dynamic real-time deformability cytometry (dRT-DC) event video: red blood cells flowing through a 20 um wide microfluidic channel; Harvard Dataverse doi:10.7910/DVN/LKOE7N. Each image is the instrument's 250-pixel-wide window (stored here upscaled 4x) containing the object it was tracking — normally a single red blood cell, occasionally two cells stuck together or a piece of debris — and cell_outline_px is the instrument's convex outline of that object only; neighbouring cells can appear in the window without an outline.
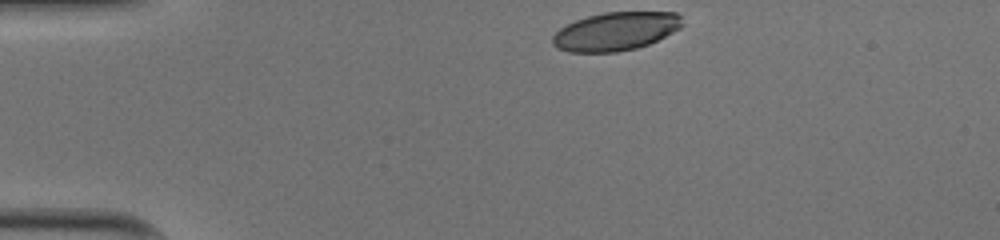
{"species": "human", "species_latin": "Homo sapiens", "temperature_condition": "cold", "stored_images_in_passage": 33, "camera_frame_rate_fps": 3000, "um_per_image_px": 0.085, "donor": {"sex": "male"}, "frame": {"image": 1, "passage_image": 1, "time_ms": 0.0, "image_size_px": [1000, 240], "cell_outline_px": [[684, 24], [680, 28], [648, 44], [636, 48], [616, 52], [568, 52], [556, 48], [552, 44], [552, 36], [560, 28], [576, 20], [588, 16], [604, 12], [676, 12], [680, 16]], "centroid_in_image_um": [52.31, 2.66], "position_along_channel_um": 32.7, "area_um2": 28.96}}
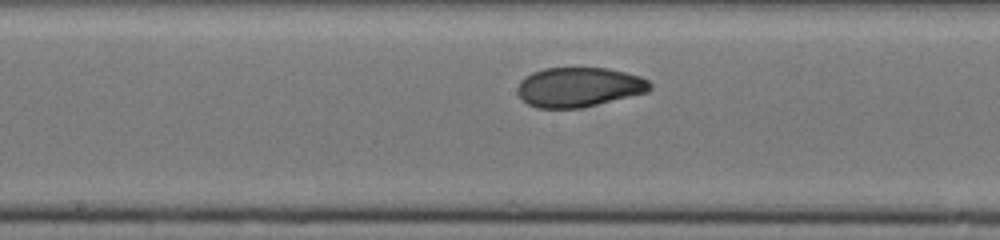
{"frame": {"image": 2, "passage_image": 18, "time_ms": 5.667, "image_size_px": [1000, 240], "cell_outline_px": [[652, 88], [648, 92], [580, 108], [536, 108], [528, 104], [516, 92], [516, 88], [520, 80], [532, 72], [544, 68], [608, 68], [640, 76], [648, 80], [652, 84]], "centroid_in_image_um": [49.2, 7.4], "position_along_channel_um": 199.0, "area_um2": 30.63}}
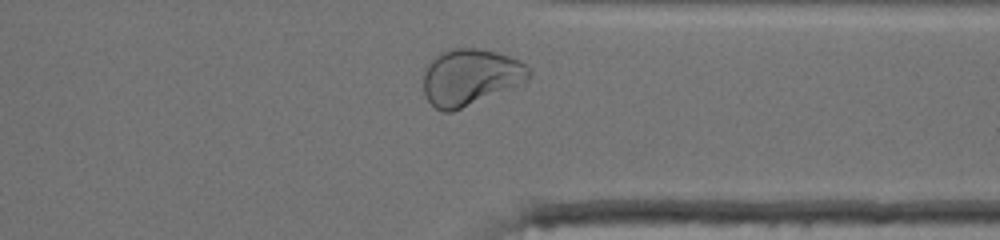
{"frame": {"image": 3, "passage_image": 31, "time_ms": 10.0, "image_size_px": [1000, 240], "cell_outline_px": [[532, 72], [520, 84], [452, 112], [444, 112], [436, 108], [424, 96], [424, 72], [428, 64], [436, 56], [444, 52], [456, 48], [480, 48], [496, 52], [520, 60]], "centroid_in_image_um": [39.96, 6.55], "position_along_channel_um": 371.4, "area_um2": 34.16}, "authors_computed_cell_mechanics": {"area_um2": 31.1542, "velocity_mm_per_s": 3.9996, "shape_relaxation_time_tau1_ms": 5.5309, "shape_relaxation_time_tau2_ms": 1.0028, "deformation_change_tau1": 0.1736, "deformation_change_tau2": 0.0531}}